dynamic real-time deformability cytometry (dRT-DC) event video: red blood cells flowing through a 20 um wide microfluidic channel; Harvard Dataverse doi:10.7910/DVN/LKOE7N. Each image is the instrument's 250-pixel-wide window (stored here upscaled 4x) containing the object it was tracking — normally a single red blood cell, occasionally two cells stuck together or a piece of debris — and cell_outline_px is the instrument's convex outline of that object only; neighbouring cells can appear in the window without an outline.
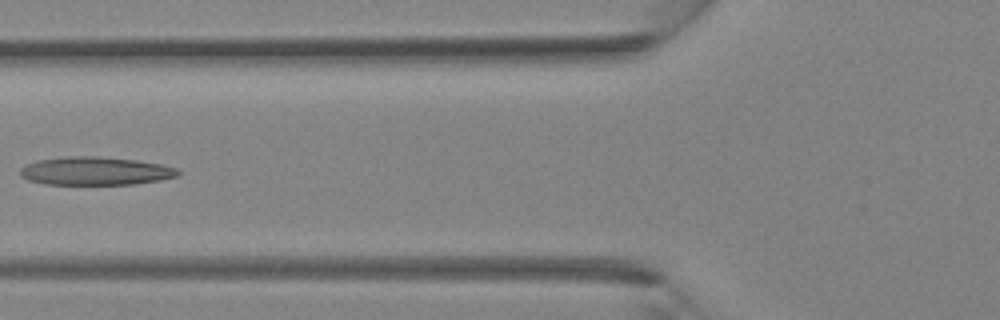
{"species": "Egyptian fruit bat (a non-hibernating species)", "species_latin": "Rousettus aegyptiacus", "temperature_condition": "room temperature", "stored_images_in_passage": 30, "camera_frame_rate_fps": 3000, "um_per_image_px": 0.085, "animal": {"sex": "female"}, "frame": {"image": 1, "passage_image": 10, "time_ms": 3.0, "image_size_px": [1000, 320], "cell_outline_px": [[180, 172], [176, 176], [160, 180], [136, 184], [44, 184], [28, 180], [20, 176], [20, 168], [24, 164], [40, 160], [68, 156], [96, 156], [136, 160], [160, 164], [176, 168]], "centroid_in_image_um": [8.07, 14.53], "position_along_channel_um": 117.7, "area_um2": 25.89}}
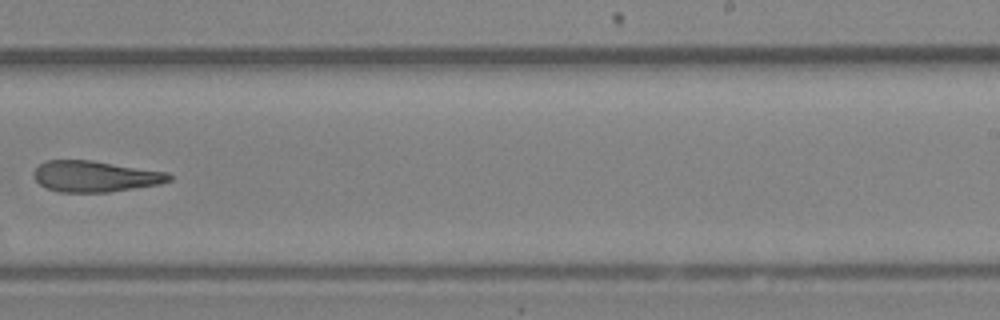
{"frame": {"image": 2, "passage_image": 19, "time_ms": 6.0, "image_size_px": [1000, 320], "cell_outline_px": [[172, 180], [160, 184], [108, 192], [60, 192], [48, 188], [40, 184], [32, 176], [32, 172], [44, 160], [92, 160], [168, 172], [172, 176]], "centroid_in_image_um": [8.08, 14.98], "position_along_channel_um": 280.9, "area_um2": 24.57}}
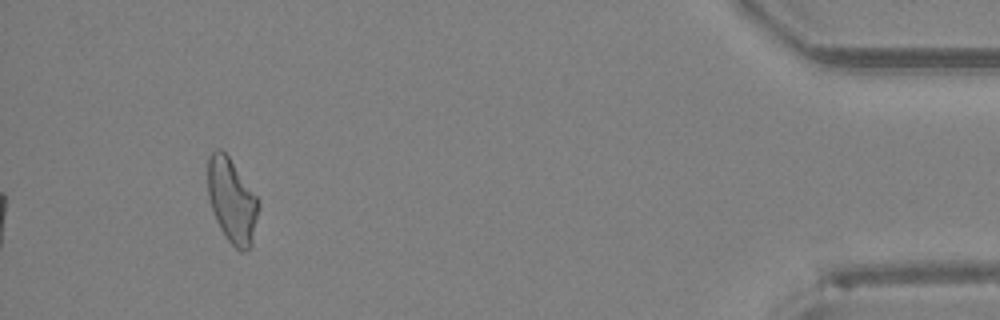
{"frame": {"image": 3, "passage_image": 30, "time_ms": 9.667, "image_size_px": [1000, 320], "cell_outline_px": [[260, 208], [252, 244], [244, 252], [240, 252], [228, 240], [220, 228], [216, 220], [208, 196], [208, 156], [216, 148], [220, 148], [228, 156], [260, 200]], "centroid_in_image_um": [19.74, 17.06], "position_along_channel_um": 415.5, "area_um2": 25.03}}